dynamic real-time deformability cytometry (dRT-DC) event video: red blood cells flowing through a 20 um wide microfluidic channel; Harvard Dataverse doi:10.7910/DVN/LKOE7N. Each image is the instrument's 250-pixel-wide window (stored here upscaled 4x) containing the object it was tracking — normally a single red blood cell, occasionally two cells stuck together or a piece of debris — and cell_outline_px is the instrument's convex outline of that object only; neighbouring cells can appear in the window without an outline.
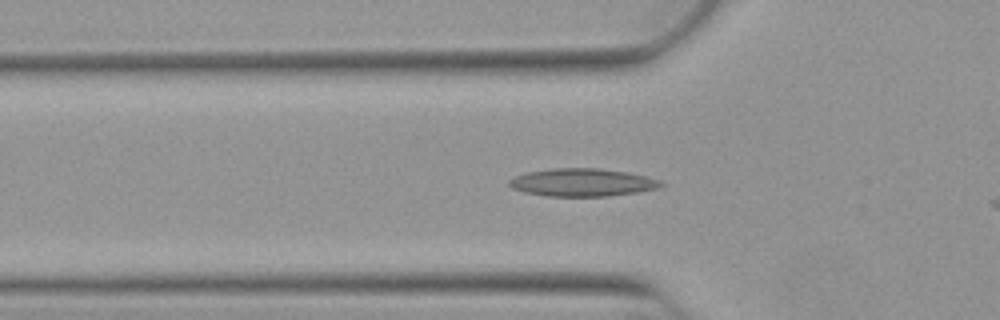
{"species": "Egyptian fruit bat (a non-hibernating species)", "species_latin": "Rousettus aegyptiacus", "temperature_condition": "warm", "stored_images_in_passage": 37, "camera_frame_rate_fps": 3000, "um_per_image_px": 0.085, "animal": {"sex": "female"}, "frame": {"image": 1, "passage_image": 11, "time_ms": 3.333, "image_size_px": [1000, 320], "cell_outline_px": [[664, 184], [660, 188], [640, 192], [608, 196], [548, 196], [524, 192], [512, 188], [508, 184], [508, 180], [516, 176], [528, 172], [552, 168], [600, 168], [628, 172], [648, 176], [660, 180]], "centroid_in_image_um": [49.54, 15.5], "position_along_channel_um": 76.3, "area_um2": 24.8}}
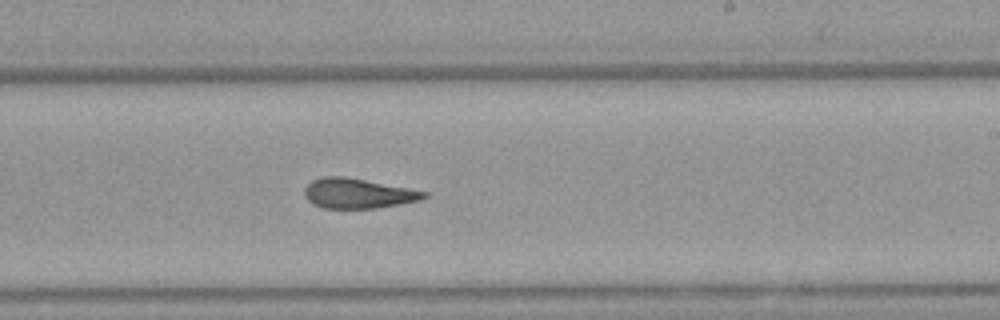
{"frame": {"image": 2, "passage_image": 25, "time_ms": 8.0, "image_size_px": [1000, 320], "cell_outline_px": [[428, 196], [420, 200], [400, 204], [376, 208], [324, 208], [312, 204], [304, 196], [304, 188], [312, 180], [324, 176], [344, 176], [408, 188], [428, 192]], "centroid_in_image_um": [30.4, 16.44], "position_along_channel_um": 258.6, "area_um2": 20.81}}
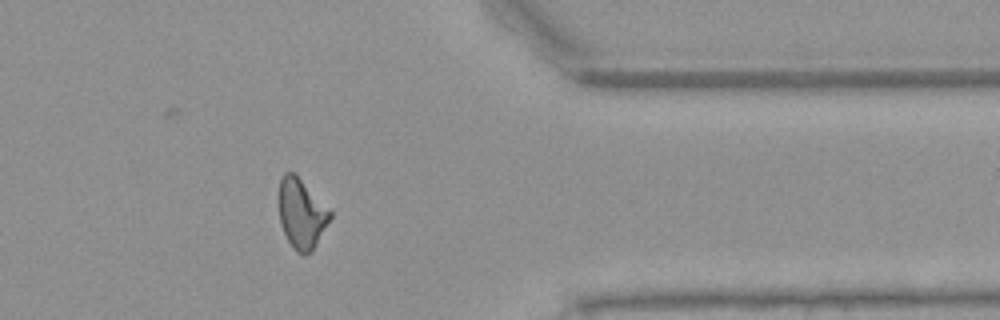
{"frame": {"image": 3, "passage_image": 36, "time_ms": 11.667, "image_size_px": [1000, 320], "cell_outline_px": [[332, 216], [312, 252], [304, 256], [296, 252], [292, 248], [280, 224], [280, 180], [284, 172], [292, 172], [332, 212]], "centroid_in_image_um": [25.63, 18.23], "position_along_channel_um": 385.8, "area_um2": 20.35}}